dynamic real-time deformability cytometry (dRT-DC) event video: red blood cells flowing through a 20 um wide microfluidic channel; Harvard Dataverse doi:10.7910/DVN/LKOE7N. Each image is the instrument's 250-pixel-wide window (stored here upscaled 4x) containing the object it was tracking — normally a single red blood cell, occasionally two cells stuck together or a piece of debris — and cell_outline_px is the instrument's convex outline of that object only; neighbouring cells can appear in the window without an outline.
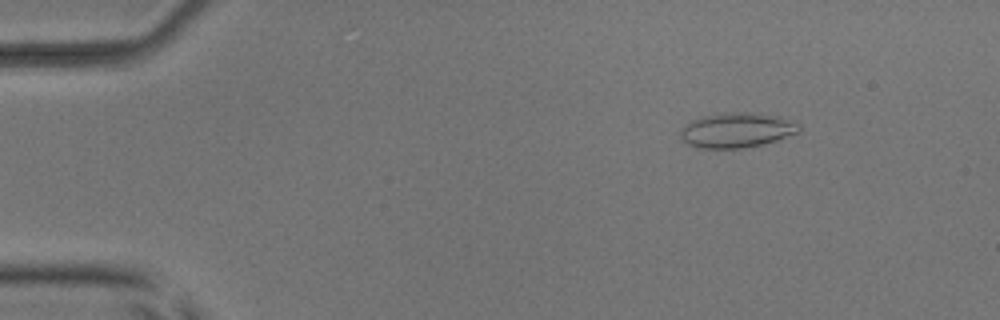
{"species": "common noctule bat (a hibernating species)", "species_latin": "Nyctalus noctula", "temperature_condition": "room temperature", "stored_images_in_passage": 7, "camera_frame_rate_fps": 3000, "um_per_image_px": 0.085, "animal": {"sex": "male", "body_mass_g": 17.9, "forearm_length_mm": 54.2}, "frame": {"image": 1, "passage_image": 2, "time_ms": 1.333, "image_size_px": [1000, 320], "cell_outline_px": [[800, 132], [776, 140], [744, 148], [700, 148], [688, 144], [680, 140], [680, 128], [692, 120], [700, 116], [724, 112], [752, 112], [780, 116], [800, 124]], "centroid_in_image_um": [62.6, 11.05], "position_along_channel_um": 22.4, "area_um2": 24.39}}
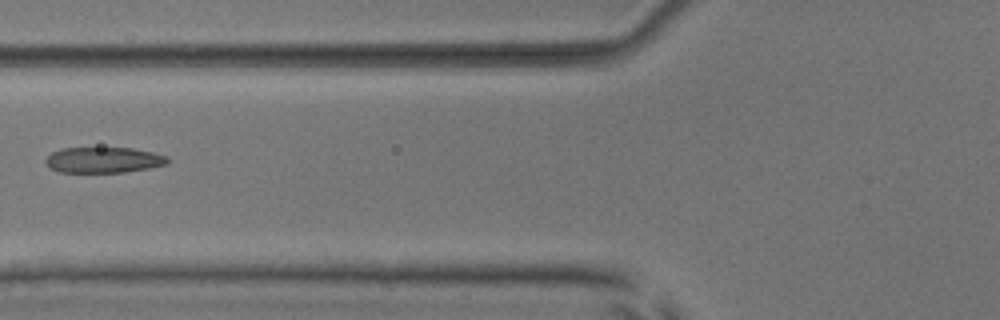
{"frame": {"image": 2, "passage_image": 6, "time_ms": 6.0, "image_size_px": [1000, 320], "cell_outline_px": [[172, 160], [168, 164], [148, 168], [124, 172], [60, 172], [52, 168], [44, 160], [52, 152], [60, 148], [132, 148], [152, 152], [168, 156]], "centroid_in_image_um": [8.85, 13.59], "position_along_channel_um": 116.9, "area_um2": 18.26}}
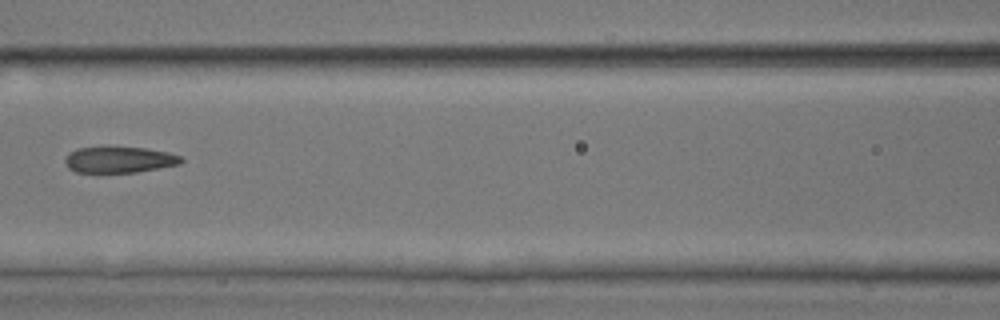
{"frame": {"image": 3, "passage_image": 7, "time_ms": 7.0, "image_size_px": [1000, 320], "cell_outline_px": [[184, 160], [180, 164], [160, 168], [136, 172], [76, 172], [68, 168], [64, 160], [68, 152], [76, 148], [108, 144], [148, 148], [168, 152], [180, 156]], "centroid_in_image_um": [10.1, 13.52], "position_along_channel_um": 156.5, "area_um2": 18.55}}